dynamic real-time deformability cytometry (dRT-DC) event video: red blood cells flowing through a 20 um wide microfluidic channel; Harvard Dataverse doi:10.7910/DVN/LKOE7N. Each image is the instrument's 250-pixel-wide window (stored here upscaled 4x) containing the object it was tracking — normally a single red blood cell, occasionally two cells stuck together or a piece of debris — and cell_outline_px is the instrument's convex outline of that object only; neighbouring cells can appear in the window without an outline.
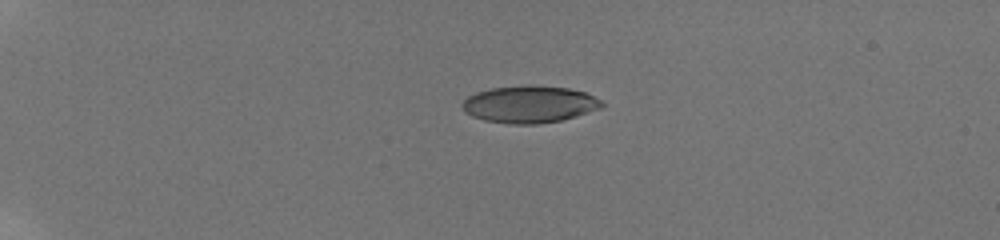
{"species": "human", "species_latin": "Homo sapiens", "temperature_condition": "room temperature", "stored_images_in_passage": 34, "camera_frame_rate_fps": 3000, "um_per_image_px": 0.085, "donor": {"sex": "male"}, "frame": {"image": 1, "passage_image": 1, "time_ms": 0.0, "image_size_px": [1000, 240], "cell_outline_px": [[604, 104], [600, 108], [576, 116], [560, 120], [536, 124], [512, 124], [484, 120], [472, 116], [464, 112], [460, 104], [468, 96], [476, 92], [492, 88], [524, 84], [528, 84], [568, 88], [584, 92], [600, 100]], "centroid_in_image_um": [44.95, 8.85], "position_along_channel_um": 40.0, "area_um2": 30.17}}
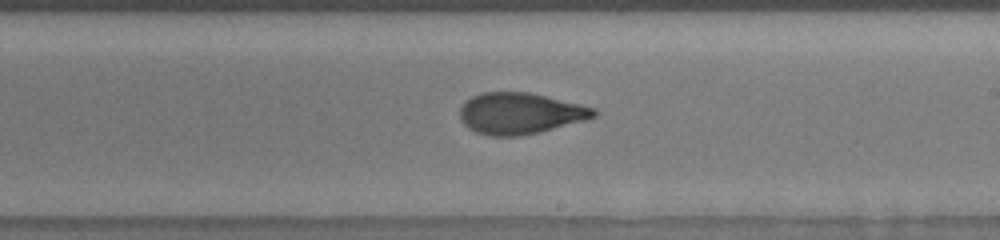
{"frame": {"image": 2, "passage_image": 15, "time_ms": 7.333, "image_size_px": [1000, 240], "cell_outline_px": [[596, 116], [588, 120], [540, 132], [520, 136], [488, 136], [476, 132], [468, 128], [460, 120], [460, 108], [472, 96], [480, 92], [528, 92], [580, 104], [596, 108]], "centroid_in_image_um": [44.22, 9.65], "position_along_channel_um": 244.8, "area_um2": 32.37}}
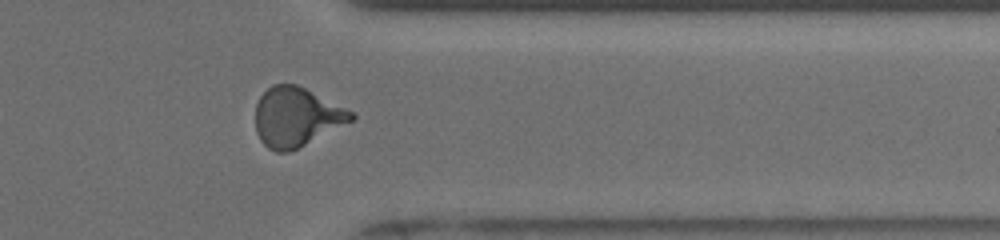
{"frame": {"image": 3, "passage_image": 26, "time_ms": 11.0, "image_size_px": [1000, 240], "cell_outline_px": [[356, 116], [352, 120], [288, 152], [276, 152], [268, 148], [260, 140], [256, 132], [256, 104], [260, 96], [272, 84], [296, 84], [352, 112]], "centroid_in_image_um": [25.12, 9.94], "position_along_channel_um": 386.3, "area_um2": 32.19}, "authors_computed_cell_mechanics": {"area_um2": 31.79, "velocity_mm_per_s": 3.8856, "shape_relaxation_time_tau1_ms": 4.5053, "shape_relaxation_time_tau2_ms": 0.9672, "deformation_change_tau1": 0.1774, "deformation_change_tau2": 0.0766}}